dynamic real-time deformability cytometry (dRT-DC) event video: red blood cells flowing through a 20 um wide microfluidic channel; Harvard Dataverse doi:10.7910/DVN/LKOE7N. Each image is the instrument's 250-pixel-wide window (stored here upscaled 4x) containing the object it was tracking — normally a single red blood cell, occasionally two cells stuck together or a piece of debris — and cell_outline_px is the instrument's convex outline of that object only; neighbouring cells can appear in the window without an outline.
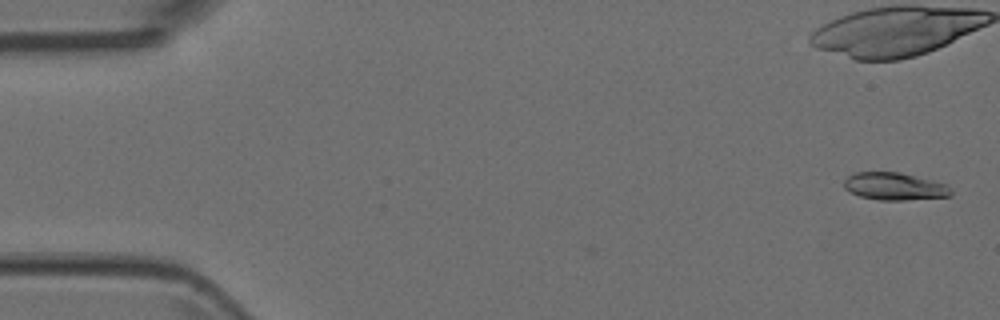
{"species": "Egyptian fruit bat (a non-hibernating species)", "species_latin": "Rousettus aegyptiacus", "temperature_condition": "room temperature", "stored_images_in_passage": 4, "camera_frame_rate_fps": 3000, "um_per_image_px": 0.085, "animal": {"sex": "female"}, "frame": {"image": 1, "passage_image": 1, "time_ms": 0.0, "image_size_px": [1000, 320], "cell_outline_px": [[952, 196], [904, 200], [880, 200], [860, 196], [844, 188], [844, 180], [848, 176], [856, 172], [900, 172], [944, 184], [952, 192]], "centroid_in_image_um": [76.0, 15.84], "position_along_channel_um": 9.0, "area_um2": 16.82}}